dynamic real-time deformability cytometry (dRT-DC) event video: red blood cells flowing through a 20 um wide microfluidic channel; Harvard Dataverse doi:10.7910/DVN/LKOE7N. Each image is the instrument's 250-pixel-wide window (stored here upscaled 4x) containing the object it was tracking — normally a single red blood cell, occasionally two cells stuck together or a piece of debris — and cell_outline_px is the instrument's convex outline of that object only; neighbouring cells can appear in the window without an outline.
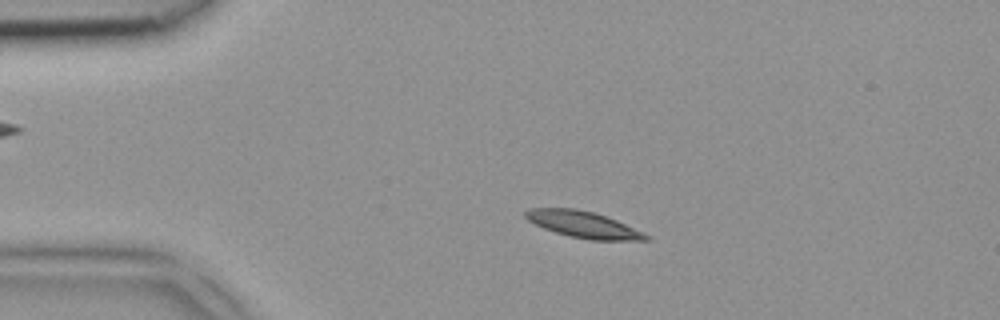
{"species": "common noctule bat (a hibernating species)", "species_latin": "Nyctalus noctula", "temperature_condition": "room temperature", "stored_images_in_passage": 3, "camera_frame_rate_fps": 3000, "um_per_image_px": 0.085, "animal": {"sex": "female", "body_mass_g": 18.4}, "frame": {"image": 1, "passage_image": 2, "time_ms": 0.333, "image_size_px": [1000, 320], "cell_outline_px": [[652, 240], [588, 240], [568, 236], [544, 228], [528, 220], [524, 216], [524, 212], [528, 208], [576, 208], [592, 212], [616, 220], [648, 236]], "centroid_in_image_um": [49.51, 19.08], "position_along_channel_um": 35.5, "area_um2": 18.26}}